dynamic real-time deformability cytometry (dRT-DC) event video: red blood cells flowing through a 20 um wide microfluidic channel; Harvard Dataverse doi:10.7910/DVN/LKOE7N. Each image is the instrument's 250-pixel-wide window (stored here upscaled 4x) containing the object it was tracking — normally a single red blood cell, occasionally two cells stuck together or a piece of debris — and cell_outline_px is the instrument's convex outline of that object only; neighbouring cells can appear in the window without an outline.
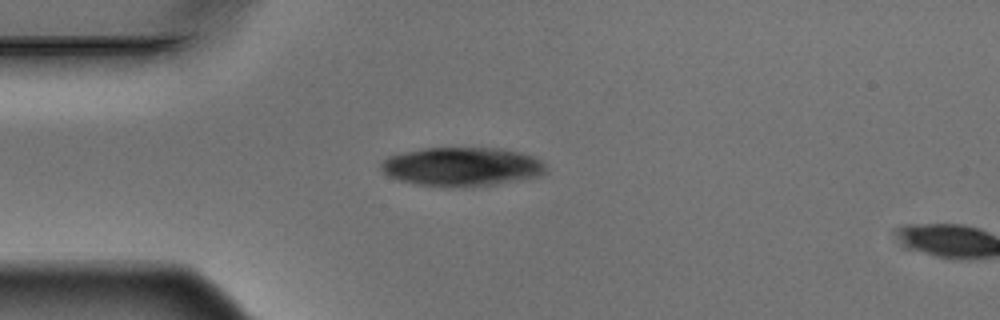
{"species": "Egyptian fruit bat (a non-hibernating species)", "species_latin": "Rousettus aegyptiacus", "temperature_condition": "warm", "stored_images_in_passage": 2, "camera_frame_rate_fps": 3000, "um_per_image_px": 0.085, "animal": {"sex": "male"}, "frame": {"image": 1, "passage_image": 1, "time_ms": 0.0, "image_size_px": [1000, 320], "cell_outline_px": [[544, 172], [536, 176], [496, 184], [452, 188], [416, 184], [396, 180], [388, 176], [380, 168], [380, 164], [388, 156], [404, 152], [424, 148], [500, 148], [532, 156], [540, 160], [544, 164]], "centroid_in_image_um": [39.17, 14.17], "position_along_channel_um": 45.8, "area_um2": 37.17}}